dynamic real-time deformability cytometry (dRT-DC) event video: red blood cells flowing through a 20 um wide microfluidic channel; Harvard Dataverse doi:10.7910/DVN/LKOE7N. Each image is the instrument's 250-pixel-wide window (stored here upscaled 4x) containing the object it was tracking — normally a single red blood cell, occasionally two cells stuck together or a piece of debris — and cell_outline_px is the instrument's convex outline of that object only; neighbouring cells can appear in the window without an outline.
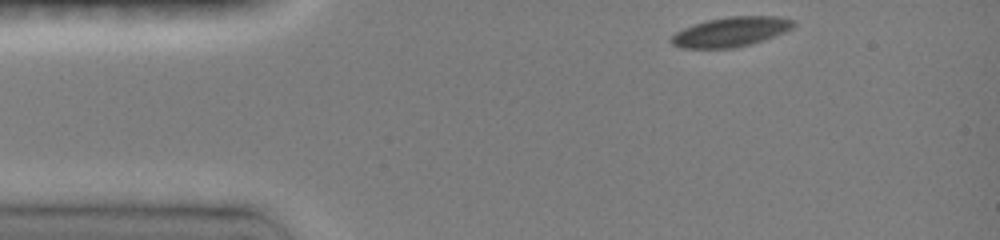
{"species": "common noctule bat (a hibernating species)", "species_latin": "Nyctalus noctula", "temperature_condition": "room temperature", "stored_images_in_passage": 36, "camera_frame_rate_fps": 3000, "um_per_image_px": 0.085, "animal": {"sex": "female", "body_mass_g": 19.0, "forearm_length_mm": 51.5}, "frame": {"image": 1, "passage_image": 1, "time_ms": 0.0, "image_size_px": [1000, 240], "cell_outline_px": [[796, 24], [792, 28], [784, 32], [764, 40], [732, 48], [680, 48], [672, 44], [668, 40], [676, 32], [684, 28], [708, 20], [728, 16], [776, 16], [792, 20]], "centroid_in_image_um": [62.1, 2.71], "position_along_channel_um": 22.9, "area_um2": 20.92}}
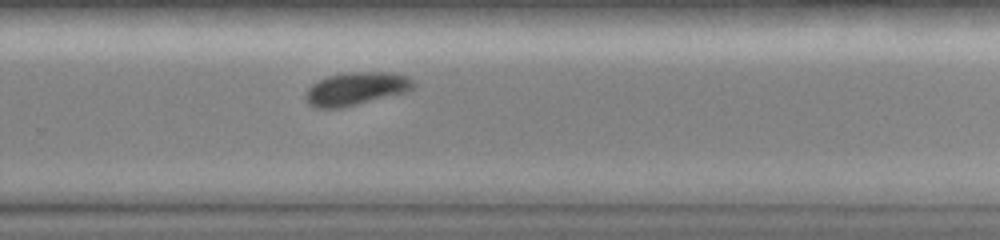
{"frame": {"image": 2, "passage_image": 26, "time_ms": 8.333, "image_size_px": [1000, 240], "cell_outline_px": [[416, 84], [412, 88], [404, 92], [340, 108], [316, 108], [308, 104], [304, 100], [304, 92], [316, 80], [328, 76], [348, 72], [392, 72], [408, 76]], "centroid_in_image_um": [30.2, 7.53], "position_along_channel_um": 299.6, "area_um2": 20.75}}
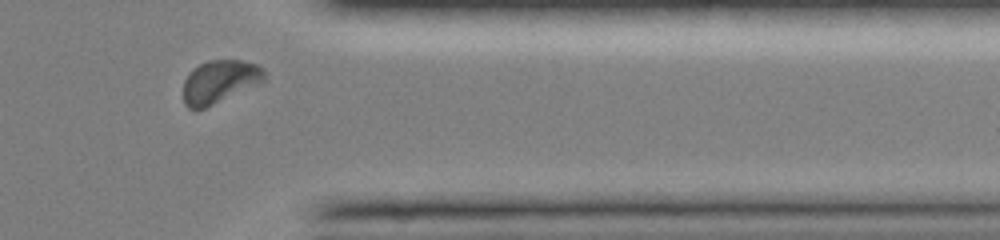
{"frame": {"image": 3, "passage_image": 33, "time_ms": 10.667, "image_size_px": [1000, 240], "cell_outline_px": [[264, 80], [256, 84], [196, 112], [188, 108], [184, 104], [184, 80], [200, 64], [208, 60], [240, 60], [256, 64], [264, 68]], "centroid_in_image_um": [18.64, 6.95], "position_along_channel_um": 392.8, "area_um2": 19.88}, "authors_computed_cell_mechanics": {"area_um2": 21.4438, "velocity_mm_per_s": 4.0424, "shape_relaxation_time_tau1_ms": 2.3271, "shape_relaxation_time_tau2_ms": null, "deformation_change_tau1": 0.0928, "deformation_change_tau2": null}}